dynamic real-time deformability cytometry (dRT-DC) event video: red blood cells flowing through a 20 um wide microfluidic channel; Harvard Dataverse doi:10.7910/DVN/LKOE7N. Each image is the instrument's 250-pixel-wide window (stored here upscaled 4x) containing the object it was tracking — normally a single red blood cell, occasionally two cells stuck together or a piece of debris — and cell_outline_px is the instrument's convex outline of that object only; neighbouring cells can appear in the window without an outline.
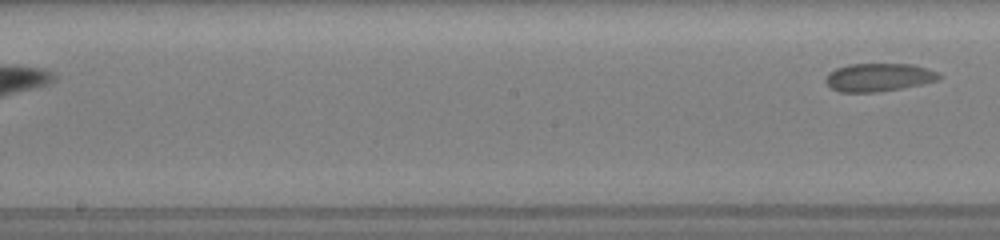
{"species": "common noctule bat (a hibernating species)", "species_latin": "Nyctalus noctula", "temperature_condition": "room temperature", "stored_images_in_passage": 11, "segment_of_instrument_passage": [2, 2], "camera_frame_rate_fps": 3000, "um_per_image_px": 0.085, "animal": {"sex": "female", "body_mass_g": 19.5, "forearm_length_mm": 54.1}, "frame": {"image": 1, "passage_image": 11, "time_ms": 4.333, "image_size_px": [1000, 240], "cell_outline_px": [[944, 76], [940, 80], [904, 88], [876, 92], [840, 92], [828, 88], [824, 80], [828, 72], [836, 68], [848, 64], [912, 64], [928, 68], [940, 72]], "centroid_in_image_um": [74.71, 6.57], "position_along_channel_um": 173.5, "area_um2": 19.07}}